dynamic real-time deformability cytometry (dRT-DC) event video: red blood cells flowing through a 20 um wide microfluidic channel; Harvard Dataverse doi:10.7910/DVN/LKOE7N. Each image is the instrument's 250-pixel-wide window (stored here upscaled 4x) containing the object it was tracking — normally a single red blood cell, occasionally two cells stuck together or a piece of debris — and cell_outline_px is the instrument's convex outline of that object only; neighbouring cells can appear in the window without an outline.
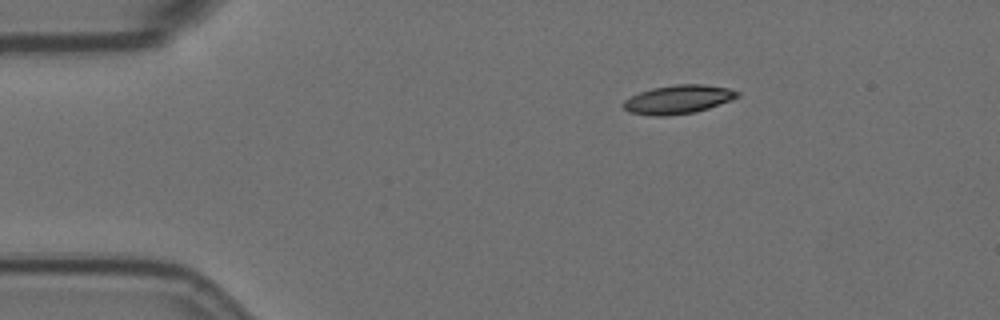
{"species": "Egyptian fruit bat (a non-hibernating species)", "species_latin": "Rousettus aegyptiacus", "temperature_condition": "room temperature", "stored_images_in_passage": 9, "camera_frame_rate_fps": 3000, "um_per_image_px": 0.085, "animal": {"sex": "female"}, "frame": {"image": 1, "passage_image": 3, "time_ms": 0.667, "image_size_px": [1000, 320], "cell_outline_px": [[732, 96], [712, 104], [700, 108], [684, 112], [648, 112], [668, 88], [716, 88], [732, 92]], "centroid_in_image_um": [58.53, 8.44], "position_along_channel_um": 26.5, "area_um2": 10.12}}